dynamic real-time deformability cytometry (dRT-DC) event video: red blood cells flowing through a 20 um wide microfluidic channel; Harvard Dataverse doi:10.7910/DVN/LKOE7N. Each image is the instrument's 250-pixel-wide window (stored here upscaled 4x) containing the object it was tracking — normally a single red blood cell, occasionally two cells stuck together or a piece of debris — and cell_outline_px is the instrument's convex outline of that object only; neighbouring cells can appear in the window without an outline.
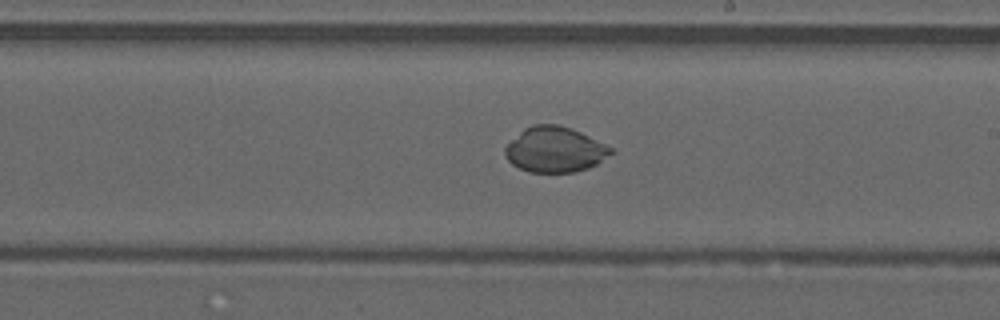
{"species": "common noctule bat (a hibernating species)", "species_latin": "Nyctalus noctula", "temperature_condition": "warm", "stored_images_in_passage": 43, "camera_frame_rate_fps": 3000, "um_per_image_px": 0.085, "animal": {"sex": "male", "forearm_length_mm": 52.5}, "frame": {"image": 1, "passage_image": 25, "time_ms": 8.0, "image_size_px": [1000, 320], "cell_outline_px": [[612, 152], [596, 164], [588, 168], [576, 172], [528, 172], [512, 164], [504, 156], [504, 148], [524, 128], [532, 124], [560, 124], [572, 128], [612, 148]], "centroid_in_image_um": [47.12, 12.71], "position_along_channel_um": 241.9, "area_um2": 27.8}}